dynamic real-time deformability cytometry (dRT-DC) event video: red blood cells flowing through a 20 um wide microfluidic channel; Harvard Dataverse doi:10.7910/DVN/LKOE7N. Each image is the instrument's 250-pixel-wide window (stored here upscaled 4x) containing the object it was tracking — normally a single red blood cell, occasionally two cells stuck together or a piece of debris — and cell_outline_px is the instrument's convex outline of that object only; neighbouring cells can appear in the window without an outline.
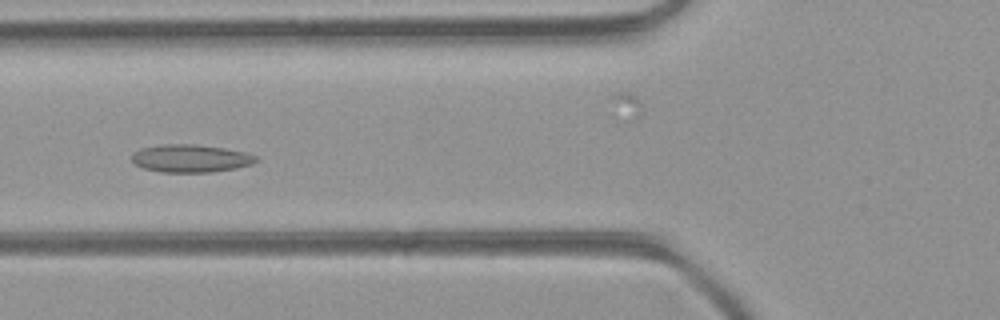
{"species": "common noctule bat (a hibernating species)", "species_latin": "Nyctalus noctula", "temperature_condition": "room temperature", "stored_images_in_passage": 35, "camera_frame_rate_fps": 3000, "um_per_image_px": 0.085, "animal": {"sex": "female", "body_mass_g": 21.9}, "frame": {"image": 1, "passage_image": 5, "time_ms": 1.333, "image_size_px": [1000, 320], "cell_outline_px": [[260, 160], [252, 164], [236, 168], [212, 172], [160, 172], [144, 168], [136, 164], [132, 160], [132, 152], [140, 148], [160, 144], [196, 144], [224, 148], [244, 152], [256, 156]], "centroid_in_image_um": [16.2, 13.46], "position_along_channel_um": 109.6, "area_um2": 20.23}}
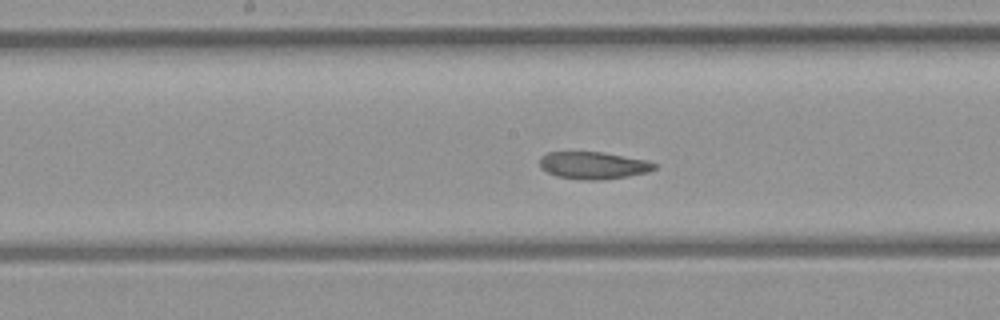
{"frame": {"image": 2, "passage_image": 11, "time_ms": 3.333, "image_size_px": [1000, 320], "cell_outline_px": [[656, 168], [648, 172], [628, 176], [604, 180], [580, 180], [556, 176], [540, 168], [540, 156], [548, 152], [600, 152], [648, 160], [656, 164]], "centroid_in_image_um": [50.42, 14.06], "position_along_channel_um": 197.8, "area_um2": 18.32}}
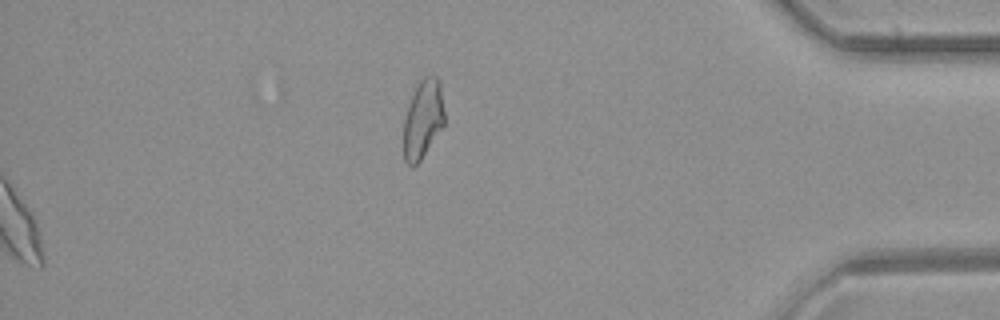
{"frame": {"image": 3, "passage_image": 35, "time_ms": 11.333, "image_size_px": [1000, 320], "cell_outline_px": [[444, 124], [420, 160], [412, 168], [404, 160], [404, 120], [408, 104], [420, 80], [424, 76], [436, 76], [440, 80], [444, 112]], "centroid_in_image_um": [35.95, 10.12], "position_along_channel_um": 399.2, "area_um2": 18.5}}